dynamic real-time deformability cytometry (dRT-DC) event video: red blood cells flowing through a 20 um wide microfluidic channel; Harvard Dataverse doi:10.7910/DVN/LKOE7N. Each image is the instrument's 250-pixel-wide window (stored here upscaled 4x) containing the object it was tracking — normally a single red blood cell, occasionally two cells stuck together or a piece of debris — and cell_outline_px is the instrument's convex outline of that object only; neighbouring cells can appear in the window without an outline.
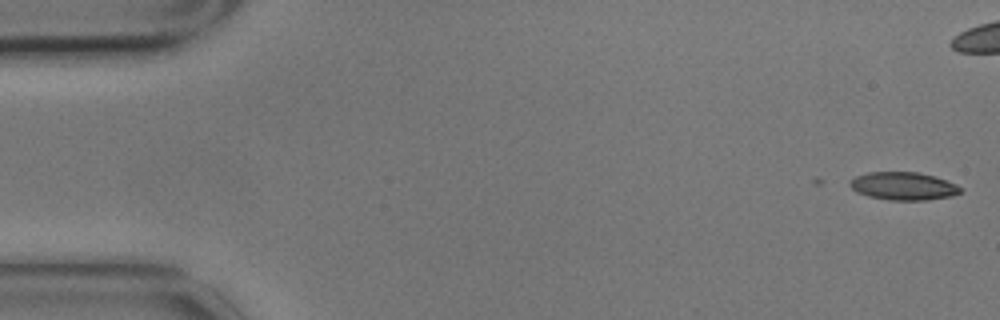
{"species": "common noctule bat (a hibernating species)", "species_latin": "Nyctalus noctula", "temperature_condition": "cold", "stored_images_in_passage": 4, "camera_frame_rate_fps": 3000, "um_per_image_px": 0.085, "animal": {"sex": "male", "body_mass_g": 17.9}, "frame": {"image": 1, "passage_image": 1, "time_ms": 0.0, "image_size_px": [1000, 320], "cell_outline_px": [[964, 188], [960, 192], [952, 196], [924, 200], [888, 200], [868, 196], [856, 192], [848, 184], [856, 176], [868, 172], [916, 172], [936, 176], [956, 184]], "centroid_in_image_um": [76.8, 15.81], "position_along_channel_um": 8.2, "area_um2": 18.03}}